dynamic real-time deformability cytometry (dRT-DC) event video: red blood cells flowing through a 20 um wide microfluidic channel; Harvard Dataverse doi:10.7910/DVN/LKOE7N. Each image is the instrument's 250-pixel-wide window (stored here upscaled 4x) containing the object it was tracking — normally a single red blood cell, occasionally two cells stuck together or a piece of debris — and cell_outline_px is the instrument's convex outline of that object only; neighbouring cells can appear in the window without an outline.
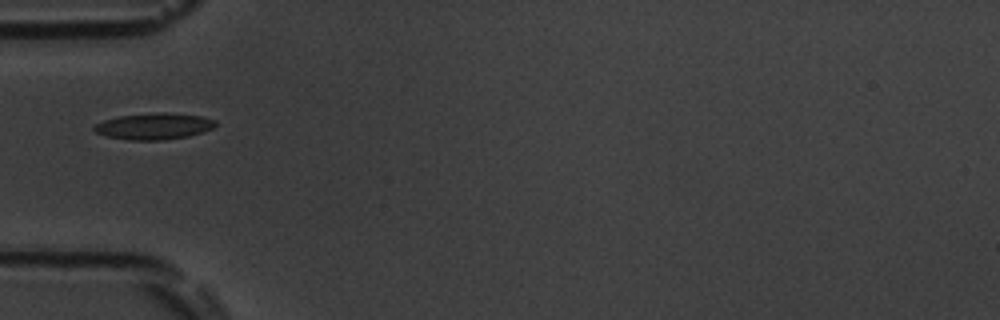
{"species": "common noctule bat (a hibernating species)", "species_latin": "Nyctalus noctula", "temperature_condition": "room temperature", "stored_images_in_passage": 36, "camera_frame_rate_fps": 3000, "um_per_image_px": 0.085, "animal": {"sex": "male", "body_mass_g": 19.5, "forearm_length_mm": 54.6}, "frame": {"image": 1, "passage_image": 1, "time_ms": 0.0, "image_size_px": [1000, 320], "cell_outline_px": [[216, 124], [212, 128], [204, 132], [188, 136], [164, 140], [132, 140], [108, 136], [96, 132], [92, 128], [96, 124], [104, 120], [120, 116], [156, 112], [164, 112], [200, 116], [216, 120]], "centroid_in_image_um": [13.11, 10.73], "position_along_channel_um": 71.9, "area_um2": 18.5}}
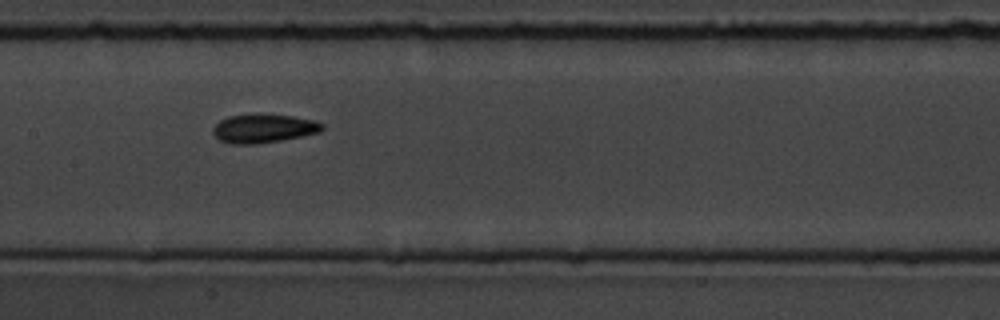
{"frame": {"image": 2, "passage_image": 10, "time_ms": 3.0, "image_size_px": [1000, 320], "cell_outline_px": [[324, 128], [320, 132], [304, 136], [256, 144], [232, 144], [220, 140], [212, 132], [212, 128], [220, 120], [228, 116], [292, 116], [316, 120], [324, 124]], "centroid_in_image_um": [22.44, 10.95], "position_along_channel_um": 185.0, "area_um2": 17.8}}
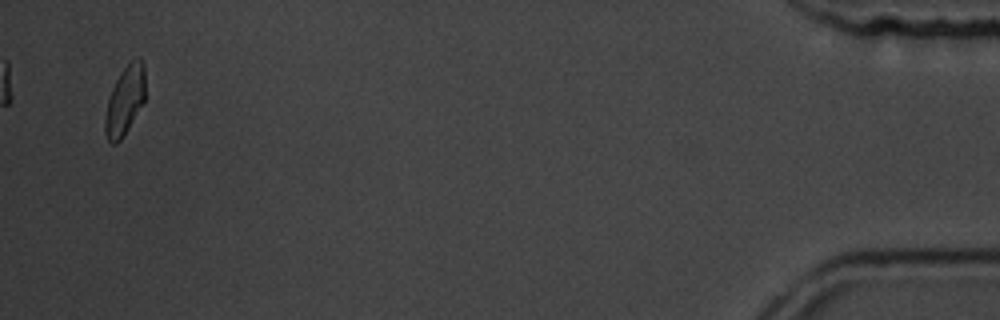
{"frame": {"image": 3, "passage_image": 36, "time_ms": 11.667, "image_size_px": [1000, 320], "cell_outline_px": [[144, 100], [128, 128], [120, 140], [116, 144], [112, 144], [108, 140], [104, 132], [104, 120], [108, 100], [112, 88], [116, 80], [124, 68], [136, 56], [140, 56], [144, 64]], "centroid_in_image_um": [10.6, 8.53], "position_along_channel_um": 424.6, "area_um2": 15.9}, "authors_computed_cell_mechanics": {"area_um2": 17.1666, "velocity_mm_per_s": 3.7649, "shape_relaxation_time_tau1_ms": 4.1882, "shape_relaxation_time_tau2_ms": 3.178, "deformation_change_tau1": 0.1326, "deformation_change_tau2": 0.0945}}